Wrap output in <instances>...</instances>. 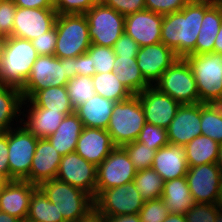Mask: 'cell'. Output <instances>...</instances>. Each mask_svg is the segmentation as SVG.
<instances>
[{"label": "cell", "mask_w": 222, "mask_h": 222, "mask_svg": "<svg viewBox=\"0 0 222 222\" xmlns=\"http://www.w3.org/2000/svg\"><path fill=\"white\" fill-rule=\"evenodd\" d=\"M191 0H145L146 10L162 15L181 11Z\"/></svg>", "instance_id": "f6af8a7d"}, {"label": "cell", "mask_w": 222, "mask_h": 222, "mask_svg": "<svg viewBox=\"0 0 222 222\" xmlns=\"http://www.w3.org/2000/svg\"><path fill=\"white\" fill-rule=\"evenodd\" d=\"M106 222H141L139 214L105 216Z\"/></svg>", "instance_id": "f5cc1de1"}, {"label": "cell", "mask_w": 222, "mask_h": 222, "mask_svg": "<svg viewBox=\"0 0 222 222\" xmlns=\"http://www.w3.org/2000/svg\"><path fill=\"white\" fill-rule=\"evenodd\" d=\"M161 198L170 213L184 214L195 204L186 176L164 181Z\"/></svg>", "instance_id": "f1b7e54d"}, {"label": "cell", "mask_w": 222, "mask_h": 222, "mask_svg": "<svg viewBox=\"0 0 222 222\" xmlns=\"http://www.w3.org/2000/svg\"><path fill=\"white\" fill-rule=\"evenodd\" d=\"M116 102L98 94L75 109L84 127L107 129Z\"/></svg>", "instance_id": "d4e9b609"}, {"label": "cell", "mask_w": 222, "mask_h": 222, "mask_svg": "<svg viewBox=\"0 0 222 222\" xmlns=\"http://www.w3.org/2000/svg\"><path fill=\"white\" fill-rule=\"evenodd\" d=\"M30 100L39 108L70 115L75 112L66 86L52 87L37 91Z\"/></svg>", "instance_id": "1f68e13d"}, {"label": "cell", "mask_w": 222, "mask_h": 222, "mask_svg": "<svg viewBox=\"0 0 222 222\" xmlns=\"http://www.w3.org/2000/svg\"><path fill=\"white\" fill-rule=\"evenodd\" d=\"M56 179L82 189L93 198L96 194L97 166L86 161L78 153L62 156Z\"/></svg>", "instance_id": "5bb4252c"}, {"label": "cell", "mask_w": 222, "mask_h": 222, "mask_svg": "<svg viewBox=\"0 0 222 222\" xmlns=\"http://www.w3.org/2000/svg\"><path fill=\"white\" fill-rule=\"evenodd\" d=\"M38 56L31 41L19 37H8L0 61V85L21 89Z\"/></svg>", "instance_id": "3957f363"}, {"label": "cell", "mask_w": 222, "mask_h": 222, "mask_svg": "<svg viewBox=\"0 0 222 222\" xmlns=\"http://www.w3.org/2000/svg\"><path fill=\"white\" fill-rule=\"evenodd\" d=\"M222 23V0H216L204 13L195 45V54L214 52V42Z\"/></svg>", "instance_id": "83f0119b"}, {"label": "cell", "mask_w": 222, "mask_h": 222, "mask_svg": "<svg viewBox=\"0 0 222 222\" xmlns=\"http://www.w3.org/2000/svg\"><path fill=\"white\" fill-rule=\"evenodd\" d=\"M93 201L94 209L104 216L138 214L145 203L133 181L119 187L96 191Z\"/></svg>", "instance_id": "30bf717a"}, {"label": "cell", "mask_w": 222, "mask_h": 222, "mask_svg": "<svg viewBox=\"0 0 222 222\" xmlns=\"http://www.w3.org/2000/svg\"><path fill=\"white\" fill-rule=\"evenodd\" d=\"M22 109L21 123L38 139L47 138L56 132L66 117L64 113L39 108L30 99H23Z\"/></svg>", "instance_id": "ffe728a7"}, {"label": "cell", "mask_w": 222, "mask_h": 222, "mask_svg": "<svg viewBox=\"0 0 222 222\" xmlns=\"http://www.w3.org/2000/svg\"><path fill=\"white\" fill-rule=\"evenodd\" d=\"M201 133L222 145V104L201 103Z\"/></svg>", "instance_id": "e575fe53"}, {"label": "cell", "mask_w": 222, "mask_h": 222, "mask_svg": "<svg viewBox=\"0 0 222 222\" xmlns=\"http://www.w3.org/2000/svg\"><path fill=\"white\" fill-rule=\"evenodd\" d=\"M188 62L195 77L199 94V103H222V55L205 53L187 55Z\"/></svg>", "instance_id": "277c9868"}, {"label": "cell", "mask_w": 222, "mask_h": 222, "mask_svg": "<svg viewBox=\"0 0 222 222\" xmlns=\"http://www.w3.org/2000/svg\"><path fill=\"white\" fill-rule=\"evenodd\" d=\"M153 86L180 104L199 103L195 77L184 58H178L168 67Z\"/></svg>", "instance_id": "ba28073f"}, {"label": "cell", "mask_w": 222, "mask_h": 222, "mask_svg": "<svg viewBox=\"0 0 222 222\" xmlns=\"http://www.w3.org/2000/svg\"><path fill=\"white\" fill-rule=\"evenodd\" d=\"M171 144L185 146L201 133V103L181 104L166 128Z\"/></svg>", "instance_id": "e0dca14e"}, {"label": "cell", "mask_w": 222, "mask_h": 222, "mask_svg": "<svg viewBox=\"0 0 222 222\" xmlns=\"http://www.w3.org/2000/svg\"><path fill=\"white\" fill-rule=\"evenodd\" d=\"M141 102L146 123L167 128L175 118L181 105L168 94L162 93L154 86H149L136 94Z\"/></svg>", "instance_id": "2e32d148"}, {"label": "cell", "mask_w": 222, "mask_h": 222, "mask_svg": "<svg viewBox=\"0 0 222 222\" xmlns=\"http://www.w3.org/2000/svg\"><path fill=\"white\" fill-rule=\"evenodd\" d=\"M57 41L54 56L74 58L91 46L88 21L84 14L58 15L55 22Z\"/></svg>", "instance_id": "52a82bcc"}, {"label": "cell", "mask_w": 222, "mask_h": 222, "mask_svg": "<svg viewBox=\"0 0 222 222\" xmlns=\"http://www.w3.org/2000/svg\"><path fill=\"white\" fill-rule=\"evenodd\" d=\"M13 2L21 8L54 9L53 0H13Z\"/></svg>", "instance_id": "816d5d0a"}, {"label": "cell", "mask_w": 222, "mask_h": 222, "mask_svg": "<svg viewBox=\"0 0 222 222\" xmlns=\"http://www.w3.org/2000/svg\"><path fill=\"white\" fill-rule=\"evenodd\" d=\"M78 222H106L105 216L95 209H92L85 217H82Z\"/></svg>", "instance_id": "db71d44e"}, {"label": "cell", "mask_w": 222, "mask_h": 222, "mask_svg": "<svg viewBox=\"0 0 222 222\" xmlns=\"http://www.w3.org/2000/svg\"><path fill=\"white\" fill-rule=\"evenodd\" d=\"M62 155L46 139H38L29 175L24 179L36 186L47 180L56 179Z\"/></svg>", "instance_id": "44dd1931"}, {"label": "cell", "mask_w": 222, "mask_h": 222, "mask_svg": "<svg viewBox=\"0 0 222 222\" xmlns=\"http://www.w3.org/2000/svg\"><path fill=\"white\" fill-rule=\"evenodd\" d=\"M38 138L22 123L8 130L10 181L24 180L30 172Z\"/></svg>", "instance_id": "8fae6325"}, {"label": "cell", "mask_w": 222, "mask_h": 222, "mask_svg": "<svg viewBox=\"0 0 222 222\" xmlns=\"http://www.w3.org/2000/svg\"><path fill=\"white\" fill-rule=\"evenodd\" d=\"M145 114L137 95L116 102L107 131L116 147L136 141L145 125Z\"/></svg>", "instance_id": "5b68a950"}, {"label": "cell", "mask_w": 222, "mask_h": 222, "mask_svg": "<svg viewBox=\"0 0 222 222\" xmlns=\"http://www.w3.org/2000/svg\"><path fill=\"white\" fill-rule=\"evenodd\" d=\"M22 103L23 97L19 88L0 85V132H7L21 124Z\"/></svg>", "instance_id": "4316f807"}, {"label": "cell", "mask_w": 222, "mask_h": 222, "mask_svg": "<svg viewBox=\"0 0 222 222\" xmlns=\"http://www.w3.org/2000/svg\"><path fill=\"white\" fill-rule=\"evenodd\" d=\"M186 178L195 203L222 202V172L216 163L188 167Z\"/></svg>", "instance_id": "7c38bea8"}, {"label": "cell", "mask_w": 222, "mask_h": 222, "mask_svg": "<svg viewBox=\"0 0 222 222\" xmlns=\"http://www.w3.org/2000/svg\"><path fill=\"white\" fill-rule=\"evenodd\" d=\"M57 32L54 26L51 30L41 34L31 40L33 47L36 49L38 55H54L56 49Z\"/></svg>", "instance_id": "bcb514c9"}, {"label": "cell", "mask_w": 222, "mask_h": 222, "mask_svg": "<svg viewBox=\"0 0 222 222\" xmlns=\"http://www.w3.org/2000/svg\"><path fill=\"white\" fill-rule=\"evenodd\" d=\"M139 49V44L125 32L120 36L113 46L115 55L121 57H136Z\"/></svg>", "instance_id": "c3c4849f"}, {"label": "cell", "mask_w": 222, "mask_h": 222, "mask_svg": "<svg viewBox=\"0 0 222 222\" xmlns=\"http://www.w3.org/2000/svg\"><path fill=\"white\" fill-rule=\"evenodd\" d=\"M63 215L65 222H78L94 209L93 197L87 192L57 179L38 186Z\"/></svg>", "instance_id": "8992f818"}, {"label": "cell", "mask_w": 222, "mask_h": 222, "mask_svg": "<svg viewBox=\"0 0 222 222\" xmlns=\"http://www.w3.org/2000/svg\"><path fill=\"white\" fill-rule=\"evenodd\" d=\"M27 219L34 222H65L62 213L37 187L32 194Z\"/></svg>", "instance_id": "d6a6232c"}, {"label": "cell", "mask_w": 222, "mask_h": 222, "mask_svg": "<svg viewBox=\"0 0 222 222\" xmlns=\"http://www.w3.org/2000/svg\"><path fill=\"white\" fill-rule=\"evenodd\" d=\"M100 0H53V7L58 15L85 14Z\"/></svg>", "instance_id": "7bdbcfd3"}, {"label": "cell", "mask_w": 222, "mask_h": 222, "mask_svg": "<svg viewBox=\"0 0 222 222\" xmlns=\"http://www.w3.org/2000/svg\"><path fill=\"white\" fill-rule=\"evenodd\" d=\"M220 145L205 135H199L187 143L186 162L188 167L216 163Z\"/></svg>", "instance_id": "4dcf8cb0"}, {"label": "cell", "mask_w": 222, "mask_h": 222, "mask_svg": "<svg viewBox=\"0 0 222 222\" xmlns=\"http://www.w3.org/2000/svg\"><path fill=\"white\" fill-rule=\"evenodd\" d=\"M133 182L145 201L161 198L164 180L153 168L137 171Z\"/></svg>", "instance_id": "d590c367"}, {"label": "cell", "mask_w": 222, "mask_h": 222, "mask_svg": "<svg viewBox=\"0 0 222 222\" xmlns=\"http://www.w3.org/2000/svg\"><path fill=\"white\" fill-rule=\"evenodd\" d=\"M100 2L113 8L123 16L146 9L145 0H100Z\"/></svg>", "instance_id": "7dc6e473"}, {"label": "cell", "mask_w": 222, "mask_h": 222, "mask_svg": "<svg viewBox=\"0 0 222 222\" xmlns=\"http://www.w3.org/2000/svg\"><path fill=\"white\" fill-rule=\"evenodd\" d=\"M17 6L13 0L0 1V34L10 37L13 31L14 15Z\"/></svg>", "instance_id": "ee69618b"}, {"label": "cell", "mask_w": 222, "mask_h": 222, "mask_svg": "<svg viewBox=\"0 0 222 222\" xmlns=\"http://www.w3.org/2000/svg\"><path fill=\"white\" fill-rule=\"evenodd\" d=\"M216 165L220 168V171L222 172V145H220V147H219Z\"/></svg>", "instance_id": "91938a15"}, {"label": "cell", "mask_w": 222, "mask_h": 222, "mask_svg": "<svg viewBox=\"0 0 222 222\" xmlns=\"http://www.w3.org/2000/svg\"><path fill=\"white\" fill-rule=\"evenodd\" d=\"M9 181L0 174V191L4 188V186L8 183Z\"/></svg>", "instance_id": "94428289"}, {"label": "cell", "mask_w": 222, "mask_h": 222, "mask_svg": "<svg viewBox=\"0 0 222 222\" xmlns=\"http://www.w3.org/2000/svg\"><path fill=\"white\" fill-rule=\"evenodd\" d=\"M137 141L156 151L169 144L166 129L150 123H145Z\"/></svg>", "instance_id": "ab89813d"}, {"label": "cell", "mask_w": 222, "mask_h": 222, "mask_svg": "<svg viewBox=\"0 0 222 222\" xmlns=\"http://www.w3.org/2000/svg\"><path fill=\"white\" fill-rule=\"evenodd\" d=\"M0 174L10 181L8 161V131L0 132Z\"/></svg>", "instance_id": "681fc988"}, {"label": "cell", "mask_w": 222, "mask_h": 222, "mask_svg": "<svg viewBox=\"0 0 222 222\" xmlns=\"http://www.w3.org/2000/svg\"><path fill=\"white\" fill-rule=\"evenodd\" d=\"M137 171L152 168L156 150L148 148L144 143L133 141L123 146Z\"/></svg>", "instance_id": "74e56055"}, {"label": "cell", "mask_w": 222, "mask_h": 222, "mask_svg": "<svg viewBox=\"0 0 222 222\" xmlns=\"http://www.w3.org/2000/svg\"><path fill=\"white\" fill-rule=\"evenodd\" d=\"M37 187L25 180L9 181L0 191V211L24 221Z\"/></svg>", "instance_id": "603a6c76"}, {"label": "cell", "mask_w": 222, "mask_h": 222, "mask_svg": "<svg viewBox=\"0 0 222 222\" xmlns=\"http://www.w3.org/2000/svg\"><path fill=\"white\" fill-rule=\"evenodd\" d=\"M7 39H8V37L0 34V61H1V58L4 54V49H5Z\"/></svg>", "instance_id": "680465c9"}, {"label": "cell", "mask_w": 222, "mask_h": 222, "mask_svg": "<svg viewBox=\"0 0 222 222\" xmlns=\"http://www.w3.org/2000/svg\"><path fill=\"white\" fill-rule=\"evenodd\" d=\"M141 222H163L170 214L162 198L145 201L139 211Z\"/></svg>", "instance_id": "60d3db41"}, {"label": "cell", "mask_w": 222, "mask_h": 222, "mask_svg": "<svg viewBox=\"0 0 222 222\" xmlns=\"http://www.w3.org/2000/svg\"><path fill=\"white\" fill-rule=\"evenodd\" d=\"M113 65V72L117 75V79L123 83L133 95L139 94L151 86L144 79L136 57L116 56Z\"/></svg>", "instance_id": "f546056e"}, {"label": "cell", "mask_w": 222, "mask_h": 222, "mask_svg": "<svg viewBox=\"0 0 222 222\" xmlns=\"http://www.w3.org/2000/svg\"><path fill=\"white\" fill-rule=\"evenodd\" d=\"M137 170L123 147H115L97 166L96 191L119 187L132 182Z\"/></svg>", "instance_id": "4fadbf2b"}, {"label": "cell", "mask_w": 222, "mask_h": 222, "mask_svg": "<svg viewBox=\"0 0 222 222\" xmlns=\"http://www.w3.org/2000/svg\"><path fill=\"white\" fill-rule=\"evenodd\" d=\"M57 16L55 9L17 7L11 36L31 41L51 30L55 26Z\"/></svg>", "instance_id": "9a60e30c"}, {"label": "cell", "mask_w": 222, "mask_h": 222, "mask_svg": "<svg viewBox=\"0 0 222 222\" xmlns=\"http://www.w3.org/2000/svg\"><path fill=\"white\" fill-rule=\"evenodd\" d=\"M222 204L195 203L186 213L188 222H215Z\"/></svg>", "instance_id": "b9f144b4"}, {"label": "cell", "mask_w": 222, "mask_h": 222, "mask_svg": "<svg viewBox=\"0 0 222 222\" xmlns=\"http://www.w3.org/2000/svg\"><path fill=\"white\" fill-rule=\"evenodd\" d=\"M91 57V63L96 73L112 72L116 55L112 47L91 44L86 52Z\"/></svg>", "instance_id": "f35d334b"}, {"label": "cell", "mask_w": 222, "mask_h": 222, "mask_svg": "<svg viewBox=\"0 0 222 222\" xmlns=\"http://www.w3.org/2000/svg\"><path fill=\"white\" fill-rule=\"evenodd\" d=\"M76 77V57L57 58L54 55H39L32 65L31 73L20 89L23 99H30L37 91L49 86H66Z\"/></svg>", "instance_id": "7a4b0ae2"}, {"label": "cell", "mask_w": 222, "mask_h": 222, "mask_svg": "<svg viewBox=\"0 0 222 222\" xmlns=\"http://www.w3.org/2000/svg\"><path fill=\"white\" fill-rule=\"evenodd\" d=\"M91 44L112 47L124 33L125 16L98 2L84 14Z\"/></svg>", "instance_id": "9c48e42d"}, {"label": "cell", "mask_w": 222, "mask_h": 222, "mask_svg": "<svg viewBox=\"0 0 222 222\" xmlns=\"http://www.w3.org/2000/svg\"><path fill=\"white\" fill-rule=\"evenodd\" d=\"M66 88L74 109L96 95L92 77L85 75L69 79Z\"/></svg>", "instance_id": "8d00e7d4"}, {"label": "cell", "mask_w": 222, "mask_h": 222, "mask_svg": "<svg viewBox=\"0 0 222 222\" xmlns=\"http://www.w3.org/2000/svg\"><path fill=\"white\" fill-rule=\"evenodd\" d=\"M115 147L106 129L84 127L75 152L86 161L98 166Z\"/></svg>", "instance_id": "7402d4cb"}, {"label": "cell", "mask_w": 222, "mask_h": 222, "mask_svg": "<svg viewBox=\"0 0 222 222\" xmlns=\"http://www.w3.org/2000/svg\"><path fill=\"white\" fill-rule=\"evenodd\" d=\"M164 15L142 10L125 16L124 32L140 47L161 42V26Z\"/></svg>", "instance_id": "ac0fdd59"}, {"label": "cell", "mask_w": 222, "mask_h": 222, "mask_svg": "<svg viewBox=\"0 0 222 222\" xmlns=\"http://www.w3.org/2000/svg\"><path fill=\"white\" fill-rule=\"evenodd\" d=\"M92 82L96 94L114 102H120L130 98L133 94L117 79L112 72L95 73Z\"/></svg>", "instance_id": "836d02e7"}, {"label": "cell", "mask_w": 222, "mask_h": 222, "mask_svg": "<svg viewBox=\"0 0 222 222\" xmlns=\"http://www.w3.org/2000/svg\"><path fill=\"white\" fill-rule=\"evenodd\" d=\"M95 73V67L91 63V57L87 53L76 57V76L85 75L92 77Z\"/></svg>", "instance_id": "f907efd6"}, {"label": "cell", "mask_w": 222, "mask_h": 222, "mask_svg": "<svg viewBox=\"0 0 222 222\" xmlns=\"http://www.w3.org/2000/svg\"><path fill=\"white\" fill-rule=\"evenodd\" d=\"M214 53L222 55V23L214 42Z\"/></svg>", "instance_id": "11a10c76"}, {"label": "cell", "mask_w": 222, "mask_h": 222, "mask_svg": "<svg viewBox=\"0 0 222 222\" xmlns=\"http://www.w3.org/2000/svg\"><path fill=\"white\" fill-rule=\"evenodd\" d=\"M0 222H22L20 219L0 211Z\"/></svg>", "instance_id": "6f0895ef"}, {"label": "cell", "mask_w": 222, "mask_h": 222, "mask_svg": "<svg viewBox=\"0 0 222 222\" xmlns=\"http://www.w3.org/2000/svg\"><path fill=\"white\" fill-rule=\"evenodd\" d=\"M152 168L164 181L186 176L188 165L184 146L169 143L155 153Z\"/></svg>", "instance_id": "cb8c5ba5"}, {"label": "cell", "mask_w": 222, "mask_h": 222, "mask_svg": "<svg viewBox=\"0 0 222 222\" xmlns=\"http://www.w3.org/2000/svg\"><path fill=\"white\" fill-rule=\"evenodd\" d=\"M216 0H191L181 11L165 14L161 42L179 58L195 55V45L205 11Z\"/></svg>", "instance_id": "6da1fadb"}, {"label": "cell", "mask_w": 222, "mask_h": 222, "mask_svg": "<svg viewBox=\"0 0 222 222\" xmlns=\"http://www.w3.org/2000/svg\"><path fill=\"white\" fill-rule=\"evenodd\" d=\"M178 58L174 51L162 42L140 47L136 56L141 73L151 86Z\"/></svg>", "instance_id": "d6986e66"}, {"label": "cell", "mask_w": 222, "mask_h": 222, "mask_svg": "<svg viewBox=\"0 0 222 222\" xmlns=\"http://www.w3.org/2000/svg\"><path fill=\"white\" fill-rule=\"evenodd\" d=\"M163 222H188L184 214L170 213Z\"/></svg>", "instance_id": "9f6ffc18"}, {"label": "cell", "mask_w": 222, "mask_h": 222, "mask_svg": "<svg viewBox=\"0 0 222 222\" xmlns=\"http://www.w3.org/2000/svg\"><path fill=\"white\" fill-rule=\"evenodd\" d=\"M22 222H34V221H31V220H29V219H25L24 221H22Z\"/></svg>", "instance_id": "be15d7a7"}, {"label": "cell", "mask_w": 222, "mask_h": 222, "mask_svg": "<svg viewBox=\"0 0 222 222\" xmlns=\"http://www.w3.org/2000/svg\"><path fill=\"white\" fill-rule=\"evenodd\" d=\"M84 126L78 115L73 112L62 120L56 132L46 139L62 156L75 152L77 141Z\"/></svg>", "instance_id": "484cf974"}, {"label": "cell", "mask_w": 222, "mask_h": 222, "mask_svg": "<svg viewBox=\"0 0 222 222\" xmlns=\"http://www.w3.org/2000/svg\"><path fill=\"white\" fill-rule=\"evenodd\" d=\"M215 222H222V207L217 213V217H216Z\"/></svg>", "instance_id": "6125c7cd"}]
</instances>
